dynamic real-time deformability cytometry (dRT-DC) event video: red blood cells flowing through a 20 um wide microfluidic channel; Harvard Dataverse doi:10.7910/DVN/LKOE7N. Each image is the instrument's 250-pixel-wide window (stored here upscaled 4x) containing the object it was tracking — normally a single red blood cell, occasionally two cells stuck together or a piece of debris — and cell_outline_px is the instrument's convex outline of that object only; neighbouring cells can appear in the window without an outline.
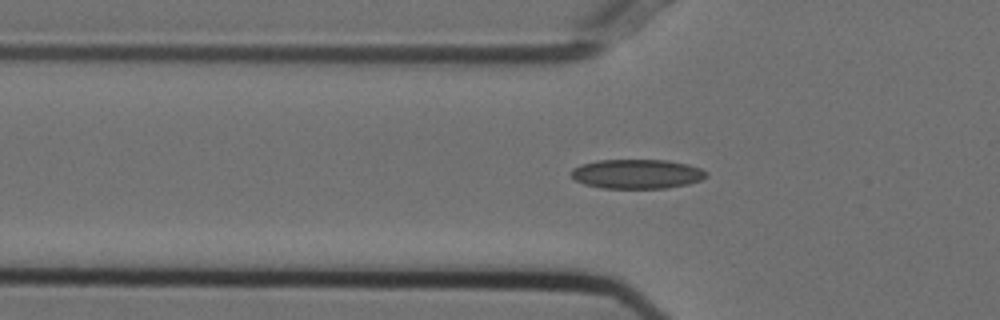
{"species": "Egyptian fruit bat (a non-hibernating species)", "species_latin": "Rousettus aegyptiacus", "temperature_condition": "cold", "stored_images_in_passage": 43, "camera_frame_rate_fps": 3000, "um_per_image_px": 0.085, "animal": {"sex": "female"}, "frame": {"image": 1, "passage_image": 9, "time_ms": 2.667, "image_size_px": [1000, 320], "cell_outline_px": [[708, 176], [700, 180], [688, 184], [668, 188], [600, 188], [584, 184], [576, 180], [572, 176], [572, 168], [580, 164], [600, 160], [668, 160], [688, 164], [700, 168], [708, 172]], "centroid_in_image_um": [54.16, 14.78], "position_along_channel_um": 71.6, "area_um2": 23.24}}
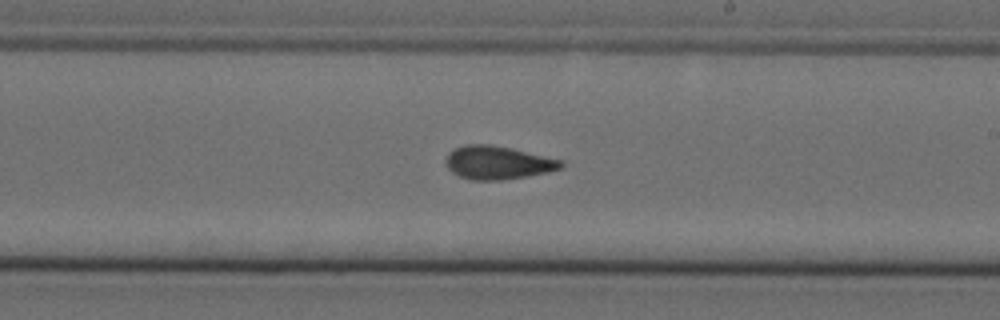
{"frame": {"image": 2, "passage_image": 23, "time_ms": 7.333, "image_size_px": [1000, 320], "cell_outline_px": [[564, 164], [560, 168], [548, 172], [500, 180], [472, 180], [460, 176], [452, 172], [448, 168], [444, 160], [456, 148], [464, 144], [488, 144], [512, 148], [564, 160]], "centroid_in_image_um": [42.33, 13.82], "position_along_channel_um": 246.7, "area_um2": 22.2}}
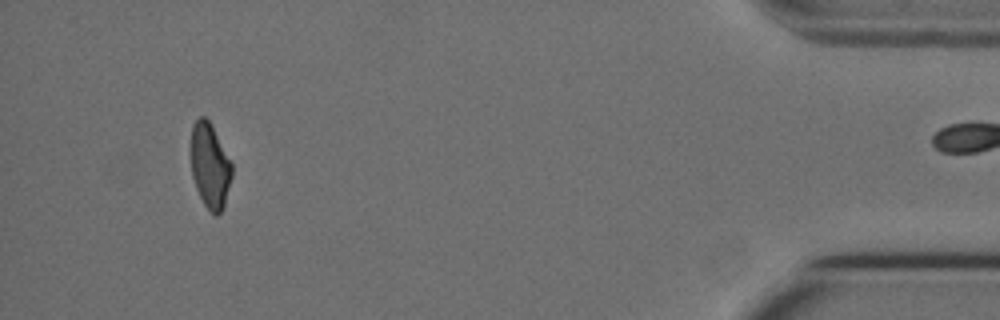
{"frame": {"image": 3, "passage_image": 42, "time_ms": 13.667, "image_size_px": [1000, 320], "cell_outline_px": [[232, 176], [224, 208], [216, 216], [204, 204], [196, 188], [192, 176], [188, 148], [192, 124], [200, 116], [204, 116], [208, 120], [232, 164]], "centroid_in_image_um": [17.8, 14.07], "position_along_channel_um": 417.4, "area_um2": 20.58}}